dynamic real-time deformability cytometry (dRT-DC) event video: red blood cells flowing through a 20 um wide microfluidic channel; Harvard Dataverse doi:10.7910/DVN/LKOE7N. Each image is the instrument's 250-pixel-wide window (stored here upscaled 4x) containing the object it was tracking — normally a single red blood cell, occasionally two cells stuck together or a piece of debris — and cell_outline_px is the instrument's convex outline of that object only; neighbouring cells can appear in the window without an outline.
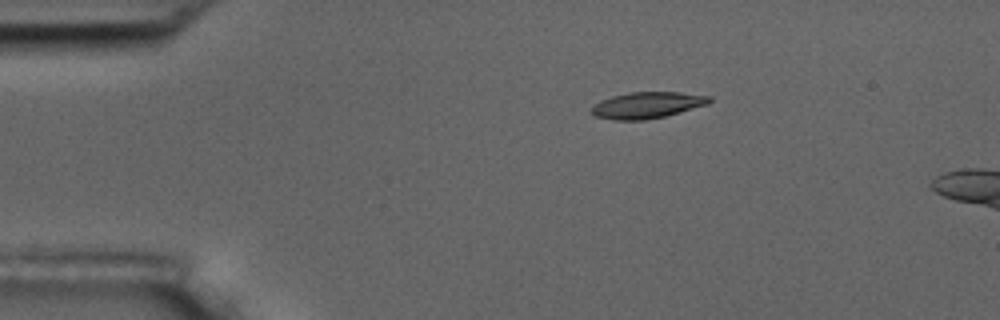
{"species": "common noctule bat (a hibernating species)", "species_latin": "Nyctalus noctula", "temperature_condition": "room temperature", "stored_images_in_passage": 3, "camera_frame_rate_fps": 3000, "um_per_image_px": 0.085, "animal": {"sex": "male", "body_mass_g": 17.5, "forearm_length_mm": 52.3}, "frame": {"image": 1, "passage_image": 1, "time_ms": 0.0, "image_size_px": [1000, 320], "cell_outline_px": [[712, 100], [708, 104], [664, 116], [644, 120], [612, 120], [596, 116], [588, 112], [600, 100], [612, 96], [628, 92], [680, 92], [712, 96]], "centroid_in_image_um": [55.0, 8.93], "position_along_channel_um": 30.0, "area_um2": 18.09}}